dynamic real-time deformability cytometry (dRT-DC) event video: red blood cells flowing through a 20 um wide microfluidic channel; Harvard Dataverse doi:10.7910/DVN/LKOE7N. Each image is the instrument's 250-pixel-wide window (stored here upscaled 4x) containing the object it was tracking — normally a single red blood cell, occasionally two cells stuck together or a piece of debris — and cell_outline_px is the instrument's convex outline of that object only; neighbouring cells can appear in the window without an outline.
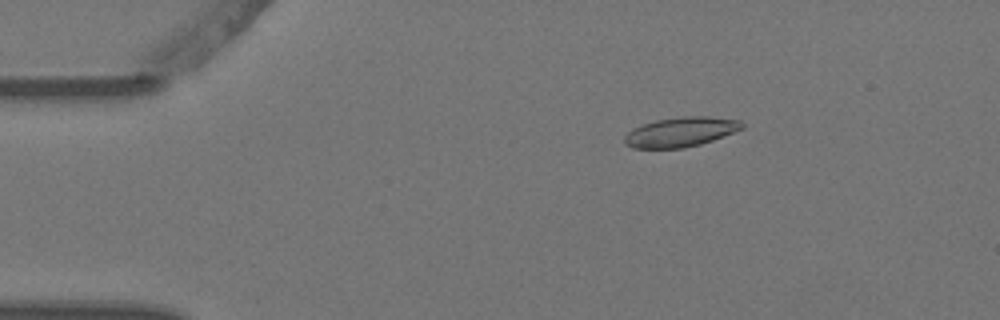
{"species": "Egyptian fruit bat (a non-hibernating species)", "species_latin": "Rousettus aegyptiacus", "temperature_condition": "warm", "stored_images_in_passage": 4, "camera_frame_rate_fps": 3000, "um_per_image_px": 0.085, "animal": {"sex": "female"}, "frame": {"image": 1, "passage_image": 3, "time_ms": 0.667, "image_size_px": [1000, 320], "cell_outline_px": [[744, 128], [712, 140], [700, 144], [684, 148], [632, 148], [624, 144], [624, 136], [632, 128], [640, 124], [656, 120], [684, 116], [712, 116], [740, 120], [744, 124]], "centroid_in_image_um": [57.84, 11.21], "position_along_channel_um": 27.2, "area_um2": 20.46}}